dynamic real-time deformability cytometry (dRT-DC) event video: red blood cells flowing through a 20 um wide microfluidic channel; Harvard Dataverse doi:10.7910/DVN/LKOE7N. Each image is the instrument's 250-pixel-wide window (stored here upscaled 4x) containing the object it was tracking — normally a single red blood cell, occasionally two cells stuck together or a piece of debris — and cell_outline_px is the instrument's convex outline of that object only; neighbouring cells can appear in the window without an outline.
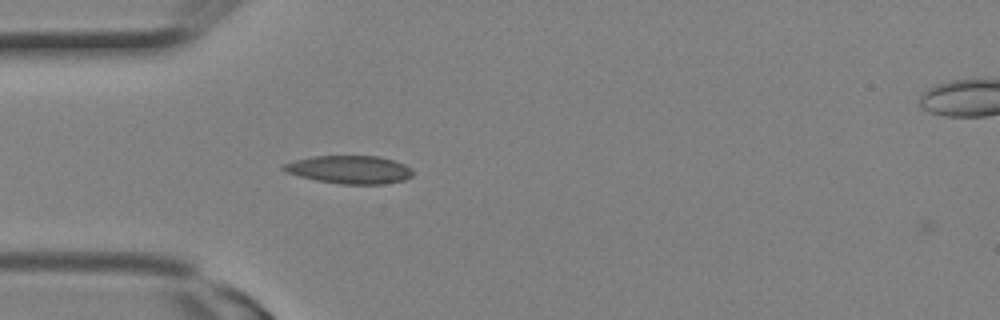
{"species": "Egyptian fruit bat (a non-hibernating species)", "species_latin": "Rousettus aegyptiacus", "temperature_condition": "room temperature", "stored_images_in_passage": 7, "camera_frame_rate_fps": 3000, "um_per_image_px": 0.085, "animal": {"sex": "female"}, "frame": {"image": 1, "passage_image": 2, "time_ms": 0.333, "image_size_px": [1000, 320], "cell_outline_px": [[416, 172], [412, 176], [404, 180], [384, 184], [340, 184], [316, 180], [300, 176], [288, 172], [280, 168], [284, 164], [296, 160], [312, 156], [380, 156], [404, 164], [412, 168]], "centroid_in_image_um": [29.77, 14.42], "position_along_channel_um": 55.2, "area_um2": 21.15}}
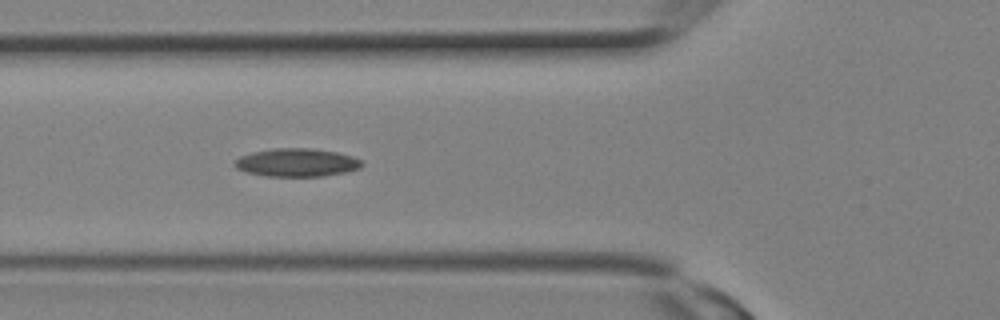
{"frame": {"image": 2, "passage_image": 4, "time_ms": 1.0, "image_size_px": [1000, 320], "cell_outline_px": [[364, 164], [360, 168], [348, 172], [324, 176], [264, 176], [244, 172], [236, 168], [232, 164], [240, 156], [252, 152], [272, 148], [312, 148], [336, 152], [352, 156], [360, 160]], "centroid_in_image_um": [25.21, 13.82], "position_along_channel_um": 100.6, "area_um2": 21.1}}
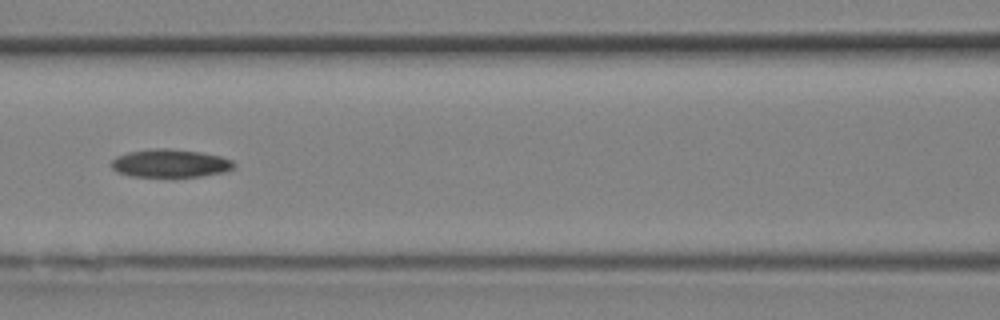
{"frame": {"image": 3, "passage_image": 6, "time_ms": 1.667, "image_size_px": [1000, 320], "cell_outline_px": [[236, 164], [232, 168], [224, 172], [200, 176], [132, 176], [116, 172], [112, 168], [112, 160], [116, 156], [128, 152], [148, 148], [168, 148], [200, 152], [220, 156], [232, 160]], "centroid_in_image_um": [14.45, 13.86], "position_along_channel_um": 152.2, "area_um2": 20.0}}